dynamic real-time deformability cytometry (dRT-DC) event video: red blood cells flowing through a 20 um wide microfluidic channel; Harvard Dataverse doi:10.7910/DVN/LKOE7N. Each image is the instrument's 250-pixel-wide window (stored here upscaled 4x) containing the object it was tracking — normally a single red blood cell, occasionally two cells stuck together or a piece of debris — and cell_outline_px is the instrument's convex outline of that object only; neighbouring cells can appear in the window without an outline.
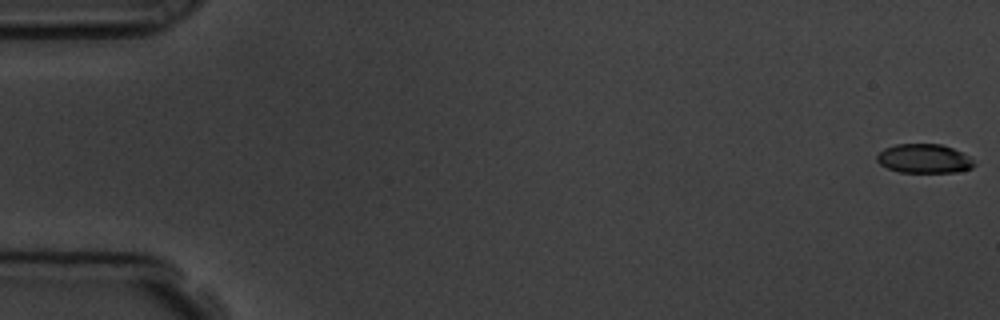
{"species": "common noctule bat (a hibernating species)", "species_latin": "Nyctalus noctula", "temperature_condition": "room temperature", "stored_images_in_passage": 54, "camera_frame_rate_fps": 3000, "um_per_image_px": 0.085, "animal": {"sex": "male", "body_mass_g": 19.5, "forearm_length_mm": 54.6}, "frame": {"image": 1, "passage_image": 1, "time_ms": 0.0, "image_size_px": [1000, 320], "cell_outline_px": [[976, 164], [972, 168], [956, 172], [900, 172], [888, 168], [880, 164], [876, 160], [876, 156], [884, 148], [896, 144], [940, 144], [952, 148], [968, 156]], "centroid_in_image_um": [78.53, 13.48], "position_along_channel_um": 6.5, "area_um2": 16.36}}
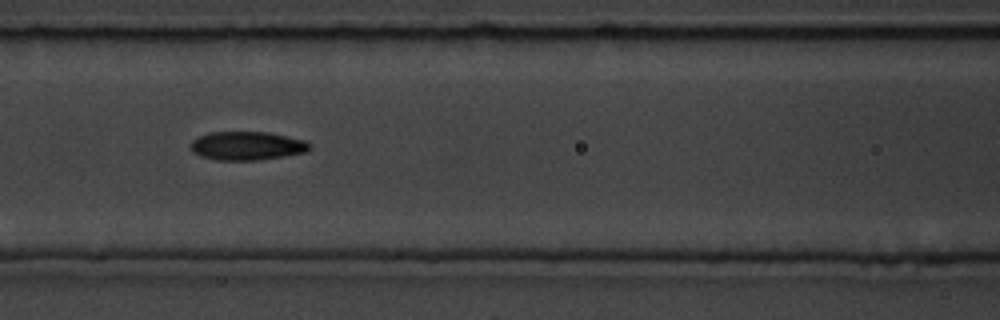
{"frame": {"image": 2, "passage_image": 24, "time_ms": 7.667, "image_size_px": [1000, 320], "cell_outline_px": [[312, 148], [304, 152], [284, 156], [256, 160], [216, 160], [200, 156], [192, 152], [192, 140], [208, 132], [268, 132], [304, 140], [312, 144]], "centroid_in_image_um": [21.0, 12.39], "position_along_channel_um": 145.6, "area_um2": 19.77}}
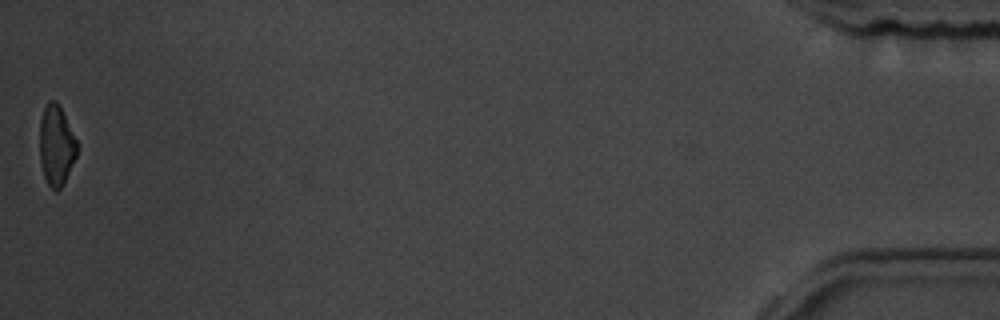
{"frame": {"image": 3, "passage_image": 54, "time_ms": 17.667, "image_size_px": [1000, 320], "cell_outline_px": [[76, 156], [64, 184], [56, 192], [48, 184], [44, 176], [40, 164], [40, 120], [44, 108], [48, 100], [56, 100], [76, 140]], "centroid_in_image_um": [4.76, 12.39], "position_along_channel_um": 430.4, "area_um2": 17.17}, "authors_computed_cell_mechanics": {"area_um2": 18.7272, "velocity_mm_per_s": 3.8301, "shape_relaxation_time_tau1_ms": 4.6266, "shape_relaxation_time_tau2_ms": 9.7129, "deformation_change_tau1": 0.1249, "deformation_change_tau2": 0.1763}}